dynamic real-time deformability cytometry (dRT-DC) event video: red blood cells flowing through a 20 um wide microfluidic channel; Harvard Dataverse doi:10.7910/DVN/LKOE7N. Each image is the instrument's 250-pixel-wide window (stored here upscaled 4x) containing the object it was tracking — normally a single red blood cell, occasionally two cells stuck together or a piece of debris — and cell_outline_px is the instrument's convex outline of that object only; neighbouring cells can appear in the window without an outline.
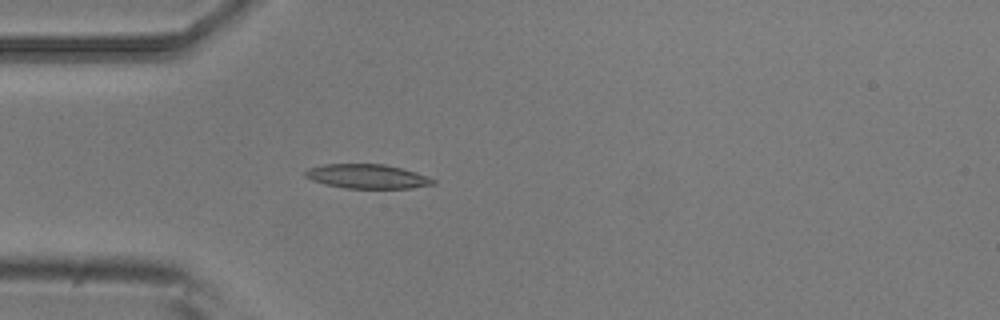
{"species": "common noctule bat (a hibernating species)", "species_latin": "Nyctalus noctula", "temperature_condition": "room temperature", "stored_images_in_passage": 4, "camera_frame_rate_fps": 3000, "um_per_image_px": 0.085, "animal": {"sex": "male", "body_mass_g": 20.5, "forearm_length_mm": 52.5}, "frame": {"image": 1, "passage_image": 4, "time_ms": 1.0, "image_size_px": [1000, 320], "cell_outline_px": [[436, 184], [412, 188], [344, 188], [312, 180], [304, 176], [304, 172], [308, 168], [324, 164], [384, 164], [416, 172], [428, 176], [436, 180]], "centroid_in_image_um": [31.24, 14.99], "position_along_channel_um": 53.8, "area_um2": 18.03}}